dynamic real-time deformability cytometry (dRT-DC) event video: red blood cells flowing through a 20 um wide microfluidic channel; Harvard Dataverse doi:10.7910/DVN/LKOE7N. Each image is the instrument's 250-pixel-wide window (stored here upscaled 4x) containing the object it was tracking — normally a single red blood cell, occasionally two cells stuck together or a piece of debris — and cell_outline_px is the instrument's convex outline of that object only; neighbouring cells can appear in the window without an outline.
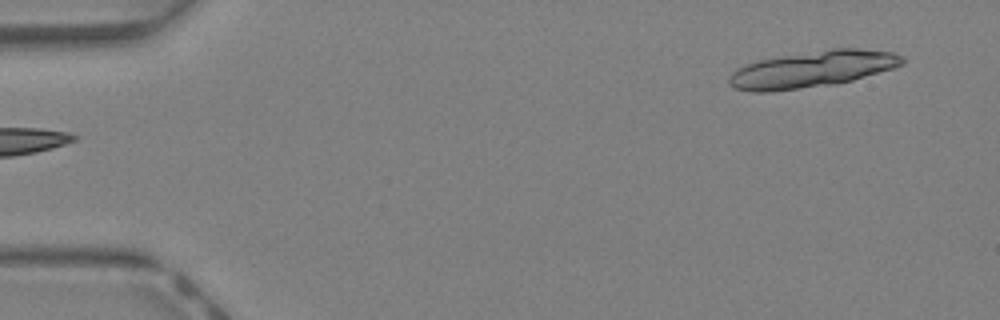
{"species": "Egyptian fruit bat (a non-hibernating species)", "species_latin": "Rousettus aegyptiacus", "temperature_condition": "warm", "stored_images_in_passage": 13, "camera_frame_rate_fps": 3000, "um_per_image_px": 0.085, "animal": {"sex": "female"}, "frame": {"image": 1, "passage_image": 1, "time_ms": 0.0, "image_size_px": [1000, 320], "cell_outline_px": [[904, 64], [892, 68], [852, 80], [836, 84], [772, 92], [752, 92], [736, 88], [728, 84], [728, 76], [736, 68], [756, 60], [832, 48], [856, 48], [892, 52], [904, 56]], "centroid_in_image_um": [69.01, 5.89], "position_along_channel_um": 16.0, "area_um2": 36.88}}